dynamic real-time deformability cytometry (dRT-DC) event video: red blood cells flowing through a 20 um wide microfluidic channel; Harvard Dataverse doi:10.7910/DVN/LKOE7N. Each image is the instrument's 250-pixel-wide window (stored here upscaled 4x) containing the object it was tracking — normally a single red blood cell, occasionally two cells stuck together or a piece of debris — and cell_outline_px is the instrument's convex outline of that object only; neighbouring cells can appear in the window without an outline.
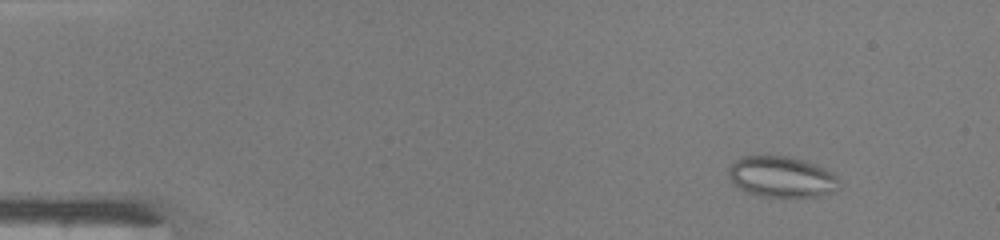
{"species": "common noctule bat (a hibernating species)", "species_latin": "Nyctalus noctula", "temperature_condition": "warm", "stored_images_in_passage": 1, "camera_frame_rate_fps": 3000, "um_per_image_px": 0.085, "animal": {"sex": "male", "body_mass_g": 19.0, "forearm_length_mm": 50.8}, "frame": {"image": 1, "passage_image": 1, "time_ms": 0.0, "image_size_px": [1000, 240], "cell_outline_px": [[840, 188], [816, 196], [764, 196], [748, 192], [740, 188], [728, 176], [728, 168], [740, 156], [792, 156], [816, 164], [832, 172], [836, 176]], "centroid_in_image_um": [66.43, 15.0], "position_along_channel_um": 18.6, "area_um2": 26.01}}